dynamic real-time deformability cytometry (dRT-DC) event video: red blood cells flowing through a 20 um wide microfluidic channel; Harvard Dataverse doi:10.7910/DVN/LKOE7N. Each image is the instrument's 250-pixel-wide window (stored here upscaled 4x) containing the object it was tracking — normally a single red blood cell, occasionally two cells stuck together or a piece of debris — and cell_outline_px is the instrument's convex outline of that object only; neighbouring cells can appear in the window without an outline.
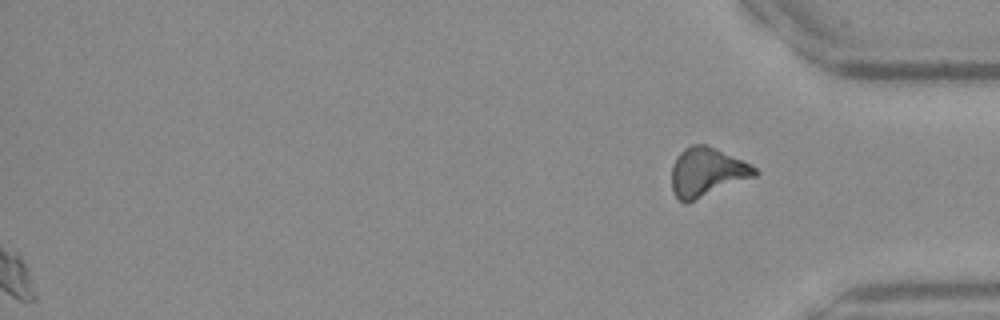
{"species": "Egyptian fruit bat (a non-hibernating species)", "species_latin": "Rousettus aegyptiacus", "temperature_condition": "warm", "stored_images_in_passage": 37, "segment_of_instrument_passage": [2, 2], "camera_frame_rate_fps": 3000, "um_per_image_px": 0.085, "frame": {"image": 1, "passage_image": 37, "time_ms": 12.0, "image_size_px": [1000, 320], "cell_outline_px": [[760, 172], [756, 176], [688, 204], [684, 204], [676, 196], [672, 188], [672, 164], [676, 156], [684, 148], [692, 144], [704, 144], [716, 148], [752, 164]], "centroid_in_image_um": [60.1, 14.64], "position_along_channel_um": 375.1, "area_um2": 24.1}}